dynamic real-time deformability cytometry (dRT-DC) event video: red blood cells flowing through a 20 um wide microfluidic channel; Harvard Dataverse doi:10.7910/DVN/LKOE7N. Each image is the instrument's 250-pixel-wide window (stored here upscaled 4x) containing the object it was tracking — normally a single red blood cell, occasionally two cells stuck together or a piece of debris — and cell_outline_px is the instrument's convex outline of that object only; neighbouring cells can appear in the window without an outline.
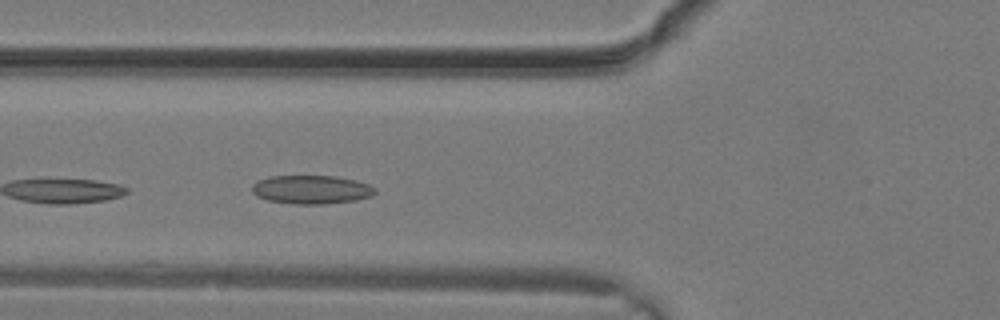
{"species": "common noctule bat (a hibernating species)", "species_latin": "Nyctalus noctula", "temperature_condition": "warm", "stored_images_in_passage": 7, "camera_frame_rate_fps": 3000, "um_per_image_px": 0.085, "animal": {"sex": "male", "body_mass_g": 19.2, "forearm_length_mm": 51.8}, "frame": {"image": 1, "passage_image": 7, "time_ms": 2.0, "image_size_px": [1000, 320], "cell_outline_px": [[376, 192], [368, 196], [356, 200], [324, 204], [296, 204], [268, 200], [256, 196], [252, 192], [252, 184], [268, 176], [336, 176], [356, 180], [368, 184], [376, 188]], "centroid_in_image_um": [26.45, 16.11], "position_along_channel_um": 99.3, "area_um2": 20.46}}